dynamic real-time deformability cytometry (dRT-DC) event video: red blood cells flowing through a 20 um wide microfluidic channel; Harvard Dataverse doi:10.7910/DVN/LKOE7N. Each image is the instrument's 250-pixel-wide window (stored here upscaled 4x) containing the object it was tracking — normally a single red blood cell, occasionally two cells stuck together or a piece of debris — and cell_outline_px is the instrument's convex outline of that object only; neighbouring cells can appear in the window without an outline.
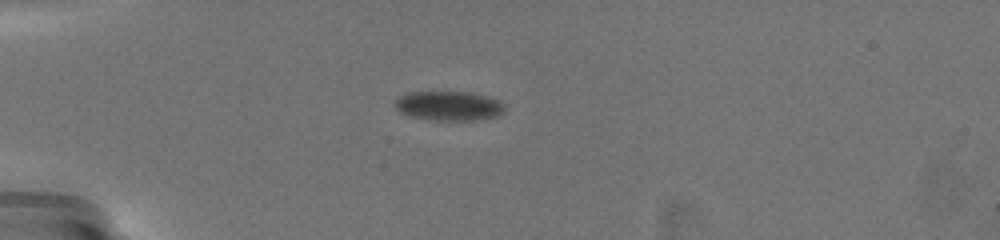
{"species": "common noctule bat (a hibernating species)", "species_latin": "Nyctalus noctula", "temperature_condition": "warm", "stored_images_in_passage": 14, "camera_frame_rate_fps": 3000, "um_per_image_px": 0.085, "animal": {"sex": "female", "body_mass_g": 19.5, "forearm_length_mm": 54.1}, "frame": {"image": 1, "passage_image": 7, "time_ms": 5.333, "image_size_px": [1000, 240], "cell_outline_px": [[504, 112], [496, 116], [480, 120], [432, 120], [408, 116], [400, 112], [392, 104], [400, 96], [408, 92], [472, 92], [500, 100], [504, 104]], "centroid_in_image_um": [38.14, 9.0], "position_along_channel_um": 46.9, "area_um2": 19.02}}
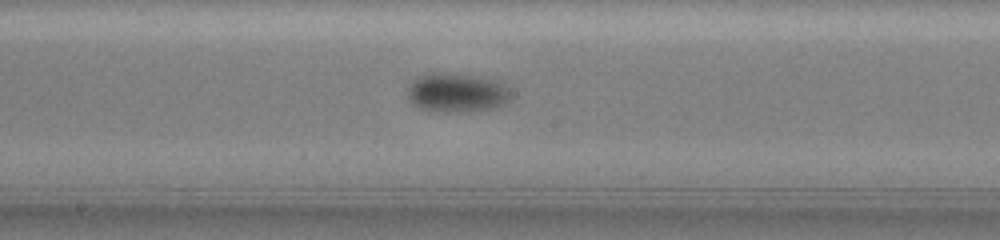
{"frame": {"image": 2, "passage_image": 14, "time_ms": 11.0, "image_size_px": [1000, 240], "cell_outline_px": [[512, 96], [504, 104], [492, 108], [448, 112], [436, 112], [420, 108], [412, 104], [408, 100], [408, 88], [412, 80], [416, 76], [428, 72], [432, 72], [472, 76], [492, 80], [500, 84]], "centroid_in_image_um": [38.7, 7.88], "position_along_channel_um": 209.5, "area_um2": 23.06}}